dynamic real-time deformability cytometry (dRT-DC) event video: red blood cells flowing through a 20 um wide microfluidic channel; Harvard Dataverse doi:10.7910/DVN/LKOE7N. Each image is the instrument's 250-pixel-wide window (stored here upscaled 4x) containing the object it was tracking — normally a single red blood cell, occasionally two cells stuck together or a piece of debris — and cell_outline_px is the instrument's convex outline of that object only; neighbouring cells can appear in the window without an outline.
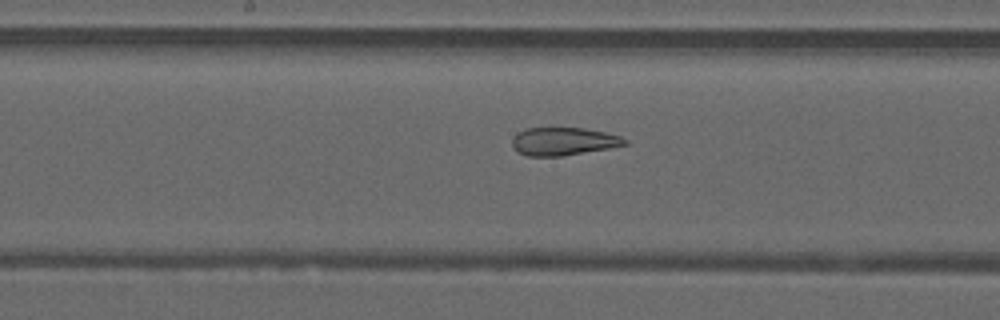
{"species": "common noctule bat (a hibernating species)", "species_latin": "Nyctalus noctula", "temperature_condition": "warm", "stored_images_in_passage": 48, "camera_frame_rate_fps": 3000, "um_per_image_px": 0.085, "animal": {"sex": "male", "forearm_length_mm": 52.5}, "frame": {"image": 1, "passage_image": 24, "time_ms": 7.667, "image_size_px": [1000, 320], "cell_outline_px": [[628, 144], [608, 148], [560, 156], [528, 156], [516, 152], [512, 148], [512, 140], [520, 132], [528, 128], [584, 128], [604, 132], [620, 136], [628, 140]], "centroid_in_image_um": [47.88, 12.02], "position_along_channel_um": 200.3, "area_um2": 18.15}}
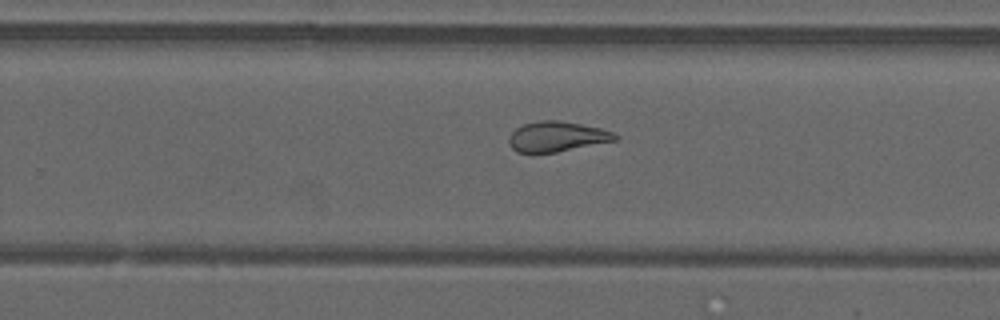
{"frame": {"image": 2, "passage_image": 30, "time_ms": 9.667, "image_size_px": [1000, 320], "cell_outline_px": [[620, 136], [616, 140], [556, 152], [516, 152], [508, 144], [508, 140], [512, 132], [516, 128], [524, 124], [540, 120], [560, 120], [600, 128], [612, 132]], "centroid_in_image_um": [47.32, 11.6], "position_along_channel_um": 282.5, "area_um2": 18.5}}
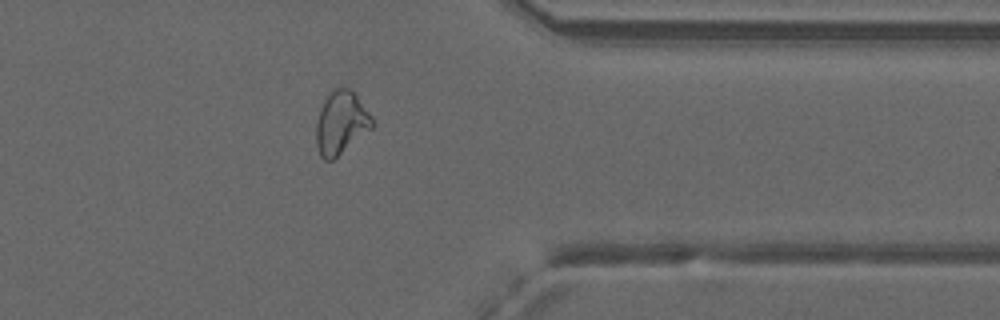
{"frame": {"image": 3, "passage_image": 38, "time_ms": 12.333, "image_size_px": [1000, 320], "cell_outline_px": [[372, 128], [332, 160], [324, 160], [320, 156], [316, 144], [316, 124], [320, 108], [324, 100], [336, 88], [348, 88], [356, 92], [372, 116]], "centroid_in_image_um": [28.99, 10.42], "position_along_channel_um": 382.4, "area_um2": 20.4}, "authors_computed_cell_mechanics": {"area_um2": 22.542, "velocity_mm_per_s": 4.1385, "shape_relaxation_time_tau1_ms": null, "shape_relaxation_time_tau2_ms": 1.8691, "deformation_change_tau1": null, "deformation_change_tau2": 0.1096}}